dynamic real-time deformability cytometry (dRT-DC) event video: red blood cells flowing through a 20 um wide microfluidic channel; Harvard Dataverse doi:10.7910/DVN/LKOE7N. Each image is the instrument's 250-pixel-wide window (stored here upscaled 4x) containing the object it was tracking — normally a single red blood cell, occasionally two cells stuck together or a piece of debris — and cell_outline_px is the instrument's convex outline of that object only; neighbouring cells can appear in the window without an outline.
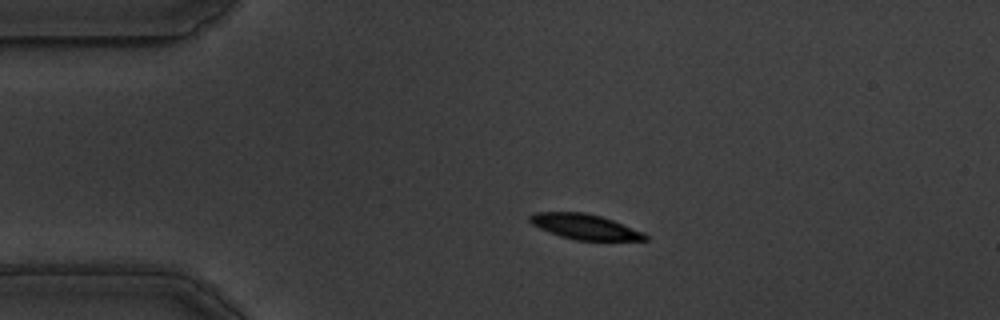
{"species": "common noctule bat (a hibernating species)", "species_latin": "Nyctalus noctula", "temperature_condition": "warm", "stored_images_in_passage": 47, "camera_frame_rate_fps": 3000, "um_per_image_px": 0.085, "animal": {"sex": "male", "body_mass_g": 19.5, "forearm_length_mm": 54.6}, "frame": {"image": 1, "passage_image": 1, "time_ms": 0.0, "image_size_px": [1000, 320], "cell_outline_px": [[648, 240], [576, 240], [560, 236], [540, 228], [532, 224], [528, 220], [528, 216], [536, 212], [584, 212], [600, 216], [612, 220], [644, 232], [648, 236]], "centroid_in_image_um": [49.7, 19.27], "position_along_channel_um": 35.3, "area_um2": 16.82}}
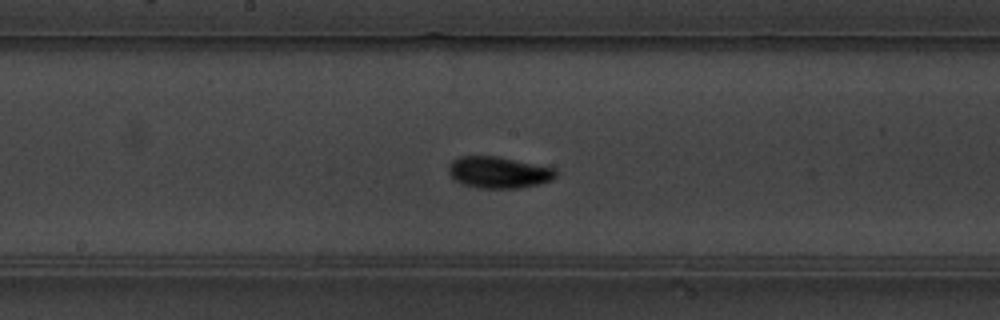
{"frame": {"image": 2, "passage_image": 19, "time_ms": 6.0, "image_size_px": [1000, 320], "cell_outline_px": [[556, 176], [548, 180], [536, 184], [520, 188], [480, 188], [460, 184], [448, 172], [448, 164], [452, 160], [460, 156], [496, 156], [556, 168]], "centroid_in_image_um": [42.33, 14.64], "position_along_channel_um": 205.9, "area_um2": 19.59}}
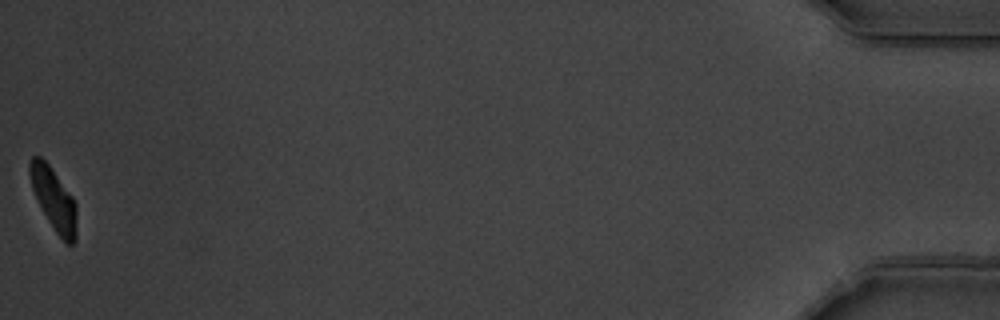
{"frame": {"image": 3, "passage_image": 47, "time_ms": 15.333, "image_size_px": [1000, 320], "cell_outline_px": [[76, 240], [72, 244], [68, 244], [56, 232], [48, 220], [32, 188], [28, 172], [28, 164], [32, 156], [40, 156], [48, 164], [72, 196], [76, 204]], "centroid_in_image_um": [4.56, 16.9], "position_along_channel_um": 430.6, "area_um2": 16.65}, "authors_computed_cell_mechanics": {"area_um2": 18.0914, "velocity_mm_per_s": 3.4611, "shape_relaxation_time_tau1_ms": 3.1934, "shape_relaxation_time_tau2_ms": 2.8712, "deformation_change_tau1": 0.1561, "deformation_change_tau2": 0.0751}}